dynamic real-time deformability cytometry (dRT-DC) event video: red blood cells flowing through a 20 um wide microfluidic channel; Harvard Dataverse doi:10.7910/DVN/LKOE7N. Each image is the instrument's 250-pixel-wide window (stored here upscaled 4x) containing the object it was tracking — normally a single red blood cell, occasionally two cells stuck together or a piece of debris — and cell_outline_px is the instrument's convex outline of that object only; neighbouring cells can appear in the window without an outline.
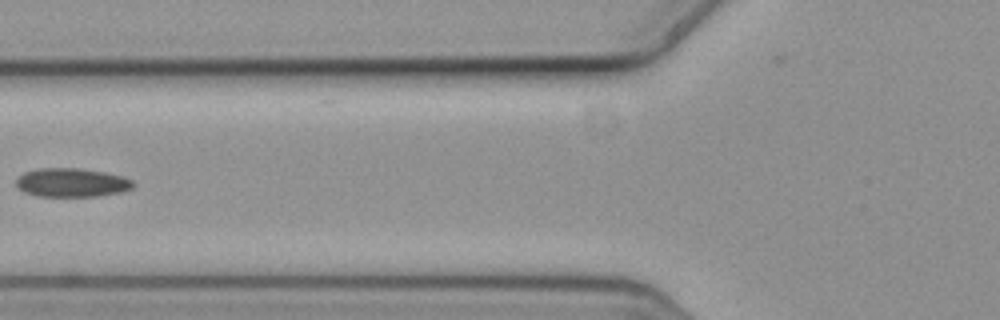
{"species": "common noctule bat (a hibernating species)", "species_latin": "Nyctalus noctula", "temperature_condition": "cold", "stored_images_in_passage": 5, "camera_frame_rate_fps": 3000, "um_per_image_px": 0.085, "animal": {"sex": "female", "body_mass_g": 19.3, "forearm_length_mm": 54.1}, "frame": {"image": 1, "passage_image": 5, "time_ms": 1.333, "image_size_px": [1000, 320], "cell_outline_px": [[136, 184], [132, 188], [120, 192], [96, 196], [36, 196], [24, 192], [16, 184], [16, 180], [24, 172], [40, 168], [80, 168], [104, 172], [124, 176], [132, 180]], "centroid_in_image_um": [6.12, 15.51], "position_along_channel_um": 119.7, "area_um2": 19.59}}